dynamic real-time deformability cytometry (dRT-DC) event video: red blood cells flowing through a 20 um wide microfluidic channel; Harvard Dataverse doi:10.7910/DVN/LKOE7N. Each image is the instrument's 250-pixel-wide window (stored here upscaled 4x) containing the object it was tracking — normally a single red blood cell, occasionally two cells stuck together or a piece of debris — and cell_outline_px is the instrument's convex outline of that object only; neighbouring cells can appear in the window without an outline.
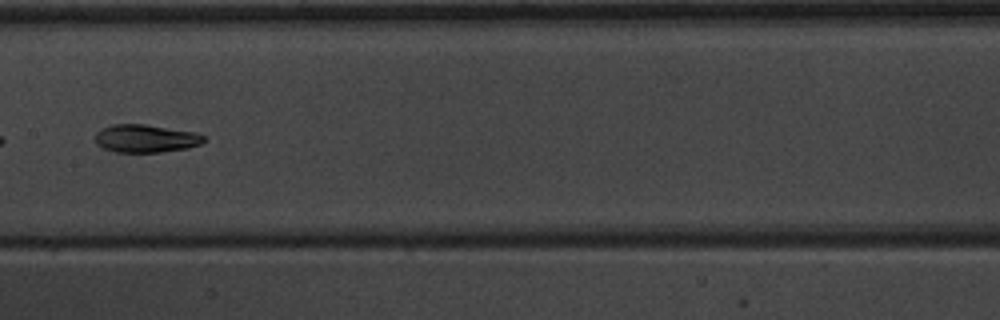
{"species": "common noctule bat (a hibernating species)", "species_latin": "Nyctalus noctula", "temperature_condition": "warm", "stored_images_in_passage": 6, "camera_frame_rate_fps": 3000, "um_per_image_px": 0.085, "animal": {"sex": "male", "body_mass_g": 20.1, "forearm_length_mm": 53.5}, "frame": {"image": 1, "passage_image": 5, "time_ms": 4.667, "image_size_px": [1000, 320], "cell_outline_px": [[204, 140], [200, 144], [188, 148], [160, 152], [116, 152], [104, 148], [96, 144], [96, 132], [100, 128], [112, 124], [144, 124], [192, 132], [204, 136]], "centroid_in_image_um": [12.33, 11.77], "position_along_channel_um": 195.1, "area_um2": 17.51}}
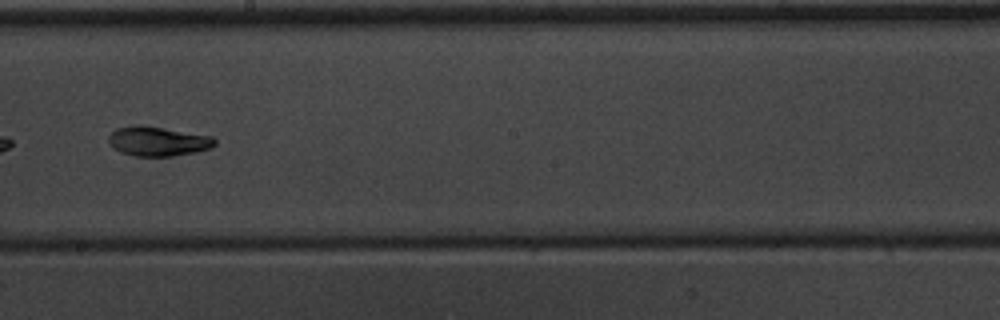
{"frame": {"image": 2, "passage_image": 6, "time_ms": 5.667, "image_size_px": [1000, 320], "cell_outline_px": [[216, 144], [212, 148], [196, 152], [172, 156], [136, 156], [120, 152], [112, 148], [108, 144], [108, 136], [116, 128], [160, 128], [212, 136], [216, 140]], "centroid_in_image_um": [13.45, 12.06], "position_along_channel_um": 234.8, "area_um2": 17.63}}